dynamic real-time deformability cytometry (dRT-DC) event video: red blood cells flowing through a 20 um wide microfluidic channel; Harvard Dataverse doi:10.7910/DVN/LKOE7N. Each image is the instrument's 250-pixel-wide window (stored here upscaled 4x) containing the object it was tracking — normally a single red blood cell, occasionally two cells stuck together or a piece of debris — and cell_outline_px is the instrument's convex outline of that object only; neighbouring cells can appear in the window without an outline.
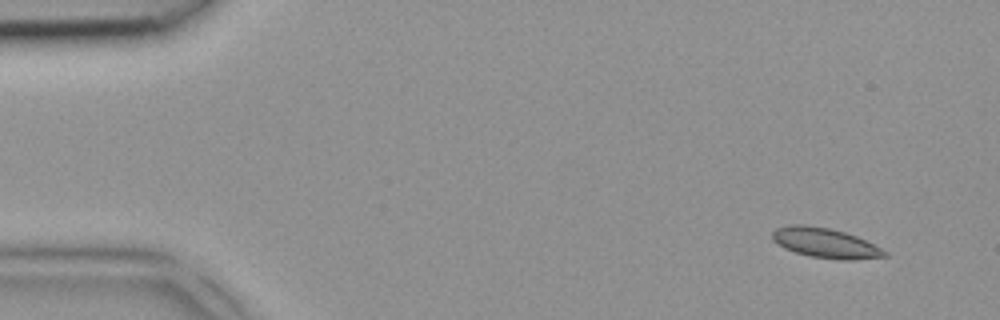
{"species": "common noctule bat (a hibernating species)", "species_latin": "Nyctalus noctula", "temperature_condition": "room temperature", "stored_images_in_passage": 3, "camera_frame_rate_fps": 3000, "um_per_image_px": 0.085, "animal": {"sex": "female", "body_mass_g": 18.4}, "frame": {"image": 1, "passage_image": 1, "time_ms": 0.0, "image_size_px": [1000, 320], "cell_outline_px": [[888, 256], [852, 260], [840, 260], [808, 256], [784, 248], [772, 240], [772, 232], [776, 228], [792, 224], [804, 224], [828, 228], [844, 232], [856, 236], [888, 252]], "centroid_in_image_um": [70.12, 20.65], "position_along_channel_um": 14.9, "area_um2": 19.48}}